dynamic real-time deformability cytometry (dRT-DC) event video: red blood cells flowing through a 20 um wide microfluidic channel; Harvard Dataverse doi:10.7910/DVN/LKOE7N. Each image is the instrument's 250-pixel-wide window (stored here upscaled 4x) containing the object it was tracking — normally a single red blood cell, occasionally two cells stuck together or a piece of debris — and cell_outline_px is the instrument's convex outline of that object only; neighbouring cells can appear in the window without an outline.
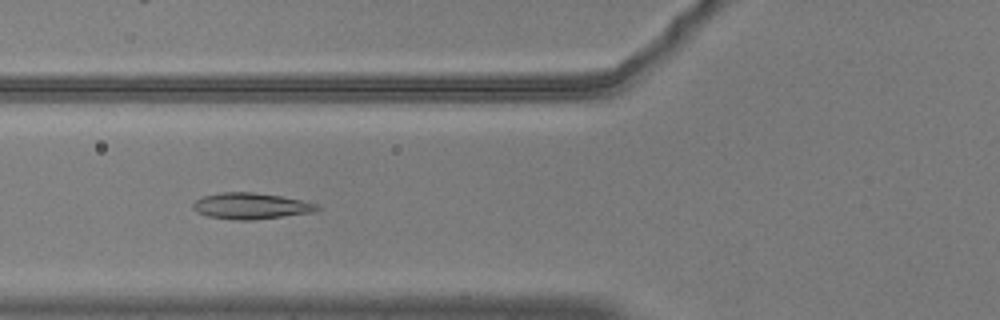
{"species": "common noctule bat (a hibernating species)", "species_latin": "Nyctalus noctula", "temperature_condition": "warm", "stored_images_in_passage": 56, "camera_frame_rate_fps": 3000, "um_per_image_px": 0.085, "animal": {"sex": "male", "body_mass_g": 20.5, "forearm_length_mm": 52.5}, "frame": {"image": 1, "passage_image": 22, "time_ms": 7.0, "image_size_px": [1000, 320], "cell_outline_px": [[320, 208], [316, 212], [252, 220], [232, 220], [208, 216], [196, 212], [192, 208], [192, 204], [196, 200], [204, 196], [220, 192], [252, 192], [280, 196], [300, 200], [316, 204]], "centroid_in_image_um": [21.3, 17.51], "position_along_channel_um": 104.5, "area_um2": 18.9}}
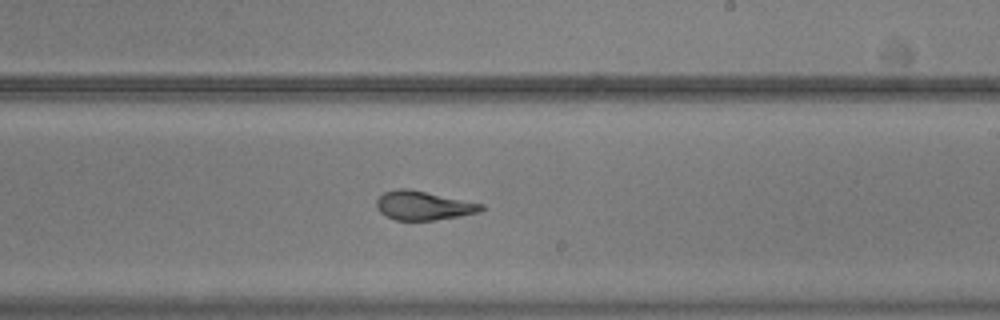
{"frame": {"image": 2, "passage_image": 34, "time_ms": 11.0, "image_size_px": [1000, 320], "cell_outline_px": [[484, 208], [480, 212], [460, 216], [436, 220], [396, 220], [380, 212], [376, 208], [376, 200], [384, 192], [400, 188], [408, 188], [484, 204]], "centroid_in_image_um": [35.99, 17.47], "position_along_channel_um": 253.0, "area_um2": 17.63}}
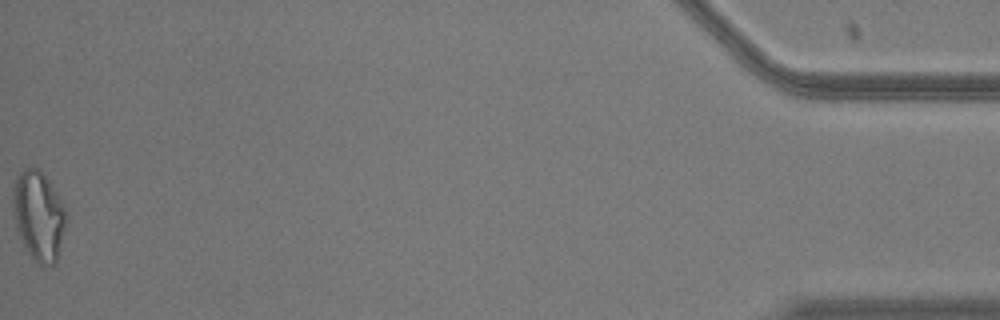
{"frame": {"image": 3, "passage_image": 56, "time_ms": 18.333, "image_size_px": [1000, 320], "cell_outline_px": [[68, 220], [56, 264], [40, 264], [28, 252], [16, 228], [12, 212], [12, 188], [16, 176], [24, 168], [36, 168], [48, 180], [56, 192], [64, 208]], "centroid_in_image_um": [3.28, 18.33], "position_along_channel_um": 431.9, "area_um2": 27.69}, "authors_computed_cell_mechanics": {"area_um2": 19.2185, "velocity_mm_per_s": 3.7094, "shape_relaxation_time_tau1_ms": null, "shape_relaxation_time_tau2_ms": 1.4485, "deformation_change_tau1": null, "deformation_change_tau2": 0.0732}}